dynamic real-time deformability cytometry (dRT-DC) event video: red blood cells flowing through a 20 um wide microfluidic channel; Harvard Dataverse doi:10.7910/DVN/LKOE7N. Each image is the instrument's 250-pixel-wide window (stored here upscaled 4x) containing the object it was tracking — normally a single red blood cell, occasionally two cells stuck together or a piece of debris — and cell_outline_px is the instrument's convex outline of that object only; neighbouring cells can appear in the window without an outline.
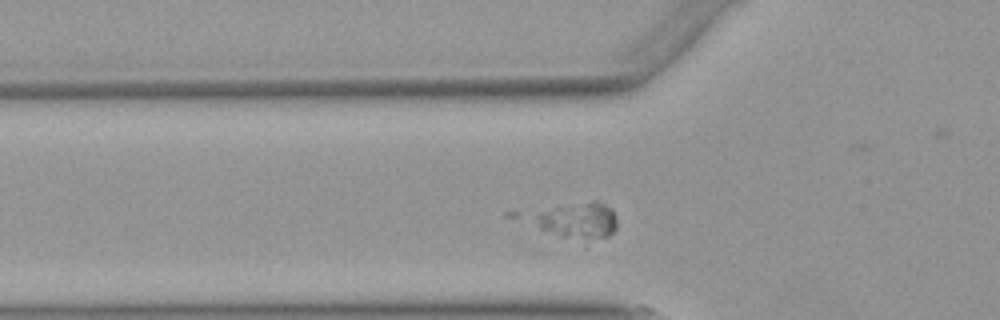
{"species": "Egyptian fruit bat (a non-hibernating species)", "species_latin": "Rousettus aegyptiacus", "temperature_condition": "warm", "stored_images_in_passage": 4, "camera_frame_rate_fps": 3000, "um_per_image_px": 0.085, "animal": {"sex": "female"}, "frame": {"image": 1, "passage_image": 2, "time_ms": 0.333, "image_size_px": [1000, 320], "cell_outline_px": [[616, 228], [608, 236], [592, 240], [588, 240], [564, 236], [540, 228], [536, 216], [556, 208], [592, 200], [596, 200], [612, 208], [616, 216]], "centroid_in_image_um": [49.31, 18.75], "position_along_channel_um": 76.5, "area_um2": 16.59}}